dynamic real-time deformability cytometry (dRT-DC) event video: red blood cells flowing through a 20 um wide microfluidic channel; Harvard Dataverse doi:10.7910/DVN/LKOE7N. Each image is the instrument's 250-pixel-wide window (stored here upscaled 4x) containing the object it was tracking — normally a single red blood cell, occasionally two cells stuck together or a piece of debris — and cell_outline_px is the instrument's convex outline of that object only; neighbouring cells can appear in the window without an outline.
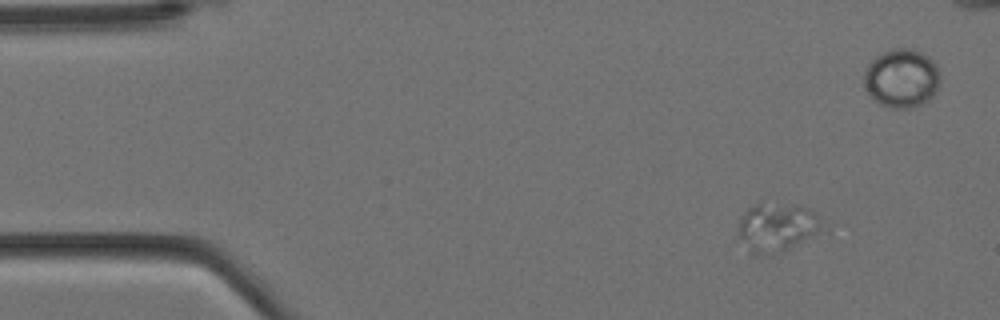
{"species": "Egyptian fruit bat (a non-hibernating species)", "species_latin": "Rousettus aegyptiacus", "temperature_condition": "cold", "stored_images_in_passage": 5, "camera_frame_rate_fps": 3000, "um_per_image_px": 0.085, "animal": {"sex": "female"}, "frame": {"image": 1, "passage_image": 1, "time_ms": 0.0, "image_size_px": [1000, 320], "cell_outline_px": [[820, 224], [808, 236], [784, 252], [756, 256], [752, 256], [736, 240], [736, 232], [740, 216], [748, 208], [760, 200], [800, 204], [808, 208], [820, 220]], "centroid_in_image_um": [65.82, 19.29], "position_along_channel_um": 19.2, "area_um2": 24.45}}